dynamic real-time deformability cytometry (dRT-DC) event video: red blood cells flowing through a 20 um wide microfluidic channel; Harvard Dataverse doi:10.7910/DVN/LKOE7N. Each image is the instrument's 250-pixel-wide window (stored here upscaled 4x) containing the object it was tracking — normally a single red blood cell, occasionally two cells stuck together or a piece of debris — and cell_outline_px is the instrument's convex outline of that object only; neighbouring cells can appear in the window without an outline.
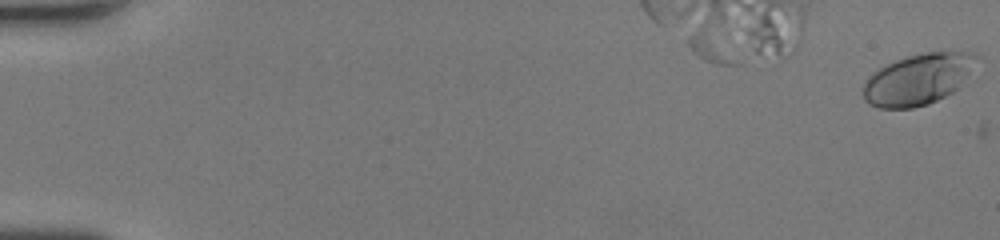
{"species": "human", "species_latin": "Homo sapiens", "temperature_condition": "room temperature", "stored_images_in_passage": 48, "camera_frame_rate_fps": 3000, "um_per_image_px": 0.085, "donor": {"sex": "female"}, "frame": {"image": 1, "passage_image": 1, "time_ms": 0.0, "image_size_px": [1000, 240], "cell_outline_px": [[976, 56], [968, 72], [960, 84], [952, 92], [928, 104], [912, 108], [880, 108], [868, 104], [864, 100], [860, 92], [868, 76], [872, 72], [896, 60], [908, 56], [924, 52], [972, 52]], "centroid_in_image_um": [77.91, 6.76], "position_along_channel_um": 7.1, "area_um2": 33.12}}
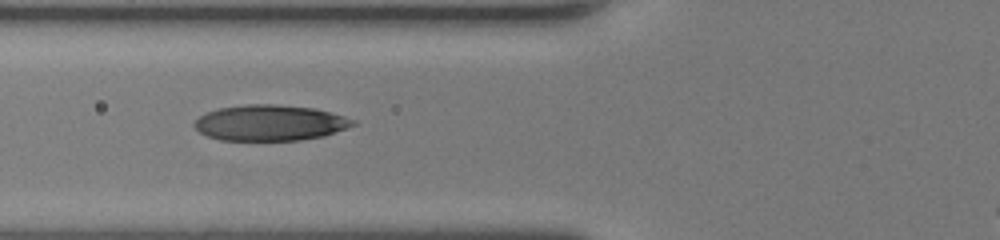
{"frame": {"image": 2, "passage_image": 20, "time_ms": 6.333, "image_size_px": [1000, 240], "cell_outline_px": [[356, 124], [348, 128], [324, 136], [300, 140], [220, 140], [208, 136], [200, 132], [192, 124], [200, 116], [208, 112], [220, 108], [248, 104], [276, 104], [316, 108], [344, 116], [356, 120]], "centroid_in_image_um": [22.99, 10.44], "position_along_channel_um": 102.8, "area_um2": 33.06}}
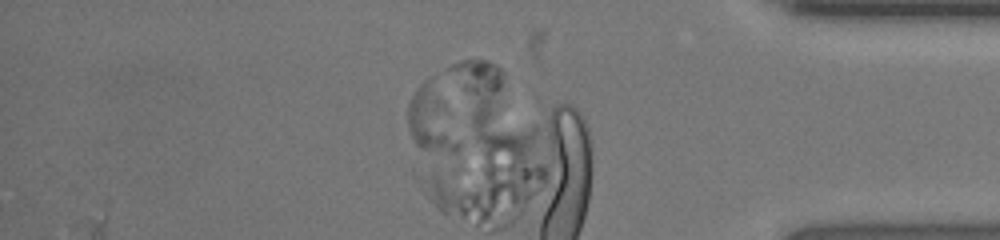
{"frame": {"image": 3, "passage_image": 43, "time_ms": 14.0, "image_size_px": [1000, 240], "cell_outline_px": [[460, 144], [456, 152], [452, 152], [420, 148], [412, 140], [408, 128], [408, 100], [416, 88], [424, 80], [432, 76], [444, 104]], "centroid_in_image_um": [36.6, 10.16], "position_along_channel_um": 398.6, "area_um2": 18.61}}